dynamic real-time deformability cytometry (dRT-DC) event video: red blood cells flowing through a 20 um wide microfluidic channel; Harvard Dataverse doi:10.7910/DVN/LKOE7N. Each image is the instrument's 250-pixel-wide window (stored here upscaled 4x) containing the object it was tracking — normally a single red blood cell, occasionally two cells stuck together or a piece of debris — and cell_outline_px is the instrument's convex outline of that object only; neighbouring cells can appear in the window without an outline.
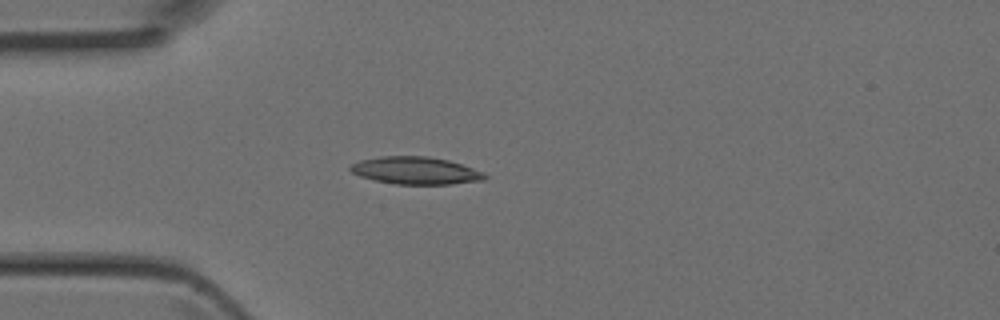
{"species": "Egyptian fruit bat (a non-hibernating species)", "species_latin": "Rousettus aegyptiacus", "temperature_condition": "room temperature", "stored_images_in_passage": 3, "camera_frame_rate_fps": 3000, "um_per_image_px": 0.085, "animal": {"sex": "female"}, "frame": {"image": 1, "passage_image": 3, "time_ms": 0.667, "image_size_px": [1000, 320], "cell_outline_px": [[488, 176], [484, 180], [448, 184], [396, 184], [376, 180], [360, 176], [352, 172], [348, 168], [352, 164], [360, 160], [380, 156], [428, 156], [448, 160], [484, 172]], "centroid_in_image_um": [35.33, 14.49], "position_along_channel_um": 49.7, "area_um2": 21.33}}